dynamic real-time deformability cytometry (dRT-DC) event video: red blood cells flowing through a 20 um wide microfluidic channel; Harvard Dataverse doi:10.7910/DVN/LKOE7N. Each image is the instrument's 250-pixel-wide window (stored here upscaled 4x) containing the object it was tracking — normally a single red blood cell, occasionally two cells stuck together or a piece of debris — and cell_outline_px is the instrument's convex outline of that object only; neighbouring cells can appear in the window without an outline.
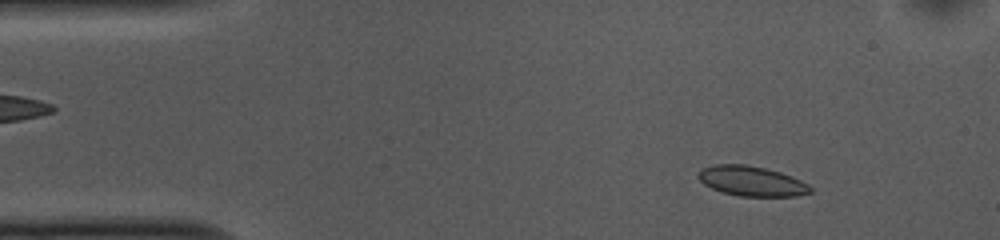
{"species": "common noctule bat (a hibernating species)", "species_latin": "Nyctalus noctula", "temperature_condition": "cold", "stored_images_in_passage": 51, "camera_frame_rate_fps": 3000, "um_per_image_px": 0.085, "animal": {"sex": "female", "body_mass_g": 10.0, "forearm_length_mm": 53.1}, "frame": {"image": 1, "passage_image": 5, "time_ms": 1.333, "image_size_px": [1000, 240], "cell_outline_px": [[812, 192], [796, 196], [740, 196], [724, 192], [712, 188], [704, 184], [696, 176], [700, 168], [712, 164], [744, 164], [764, 168], [780, 172], [792, 176], [808, 184], [812, 188]], "centroid_in_image_um": [63.86, 15.38], "position_along_channel_um": 21.1, "area_um2": 19.59}}
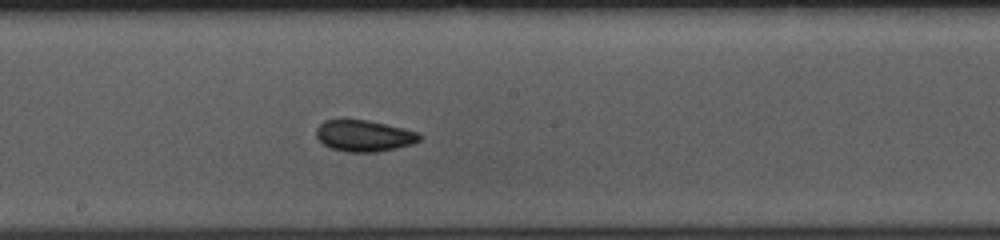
{"frame": {"image": 2, "passage_image": 26, "time_ms": 8.333, "image_size_px": [1000, 240], "cell_outline_px": [[424, 136], [420, 140], [412, 144], [396, 148], [376, 152], [348, 152], [332, 148], [324, 144], [316, 136], [316, 128], [324, 120], [340, 116], [344, 116], [368, 120], [404, 128], [420, 132]], "centroid_in_image_um": [30.93, 11.49], "position_along_channel_um": 217.3, "area_um2": 19.59}}
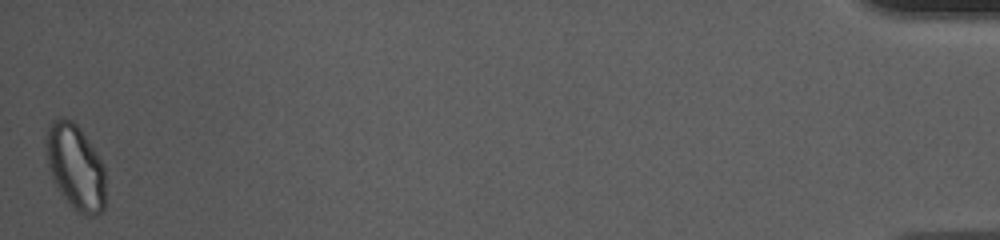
{"frame": {"image": 3, "passage_image": 51, "time_ms": 16.667, "image_size_px": [1000, 240], "cell_outline_px": [[104, 208], [96, 216], [84, 216], [76, 212], [60, 192], [52, 180], [48, 168], [44, 140], [48, 124], [56, 120], [72, 120], [80, 128], [100, 160], [104, 168]], "centroid_in_image_um": [6.38, 14.23], "position_along_channel_um": 428.8, "area_um2": 29.48}, "authors_computed_cell_mechanics": {"area_um2": 19.5364, "velocity_mm_per_s": 3.7197, "shape_relaxation_time_tau1_ms": 3.6734, "shape_relaxation_time_tau2_ms": 1.8902, "deformation_change_tau1": 0.0773, "deformation_change_tau2": 0.0686}}